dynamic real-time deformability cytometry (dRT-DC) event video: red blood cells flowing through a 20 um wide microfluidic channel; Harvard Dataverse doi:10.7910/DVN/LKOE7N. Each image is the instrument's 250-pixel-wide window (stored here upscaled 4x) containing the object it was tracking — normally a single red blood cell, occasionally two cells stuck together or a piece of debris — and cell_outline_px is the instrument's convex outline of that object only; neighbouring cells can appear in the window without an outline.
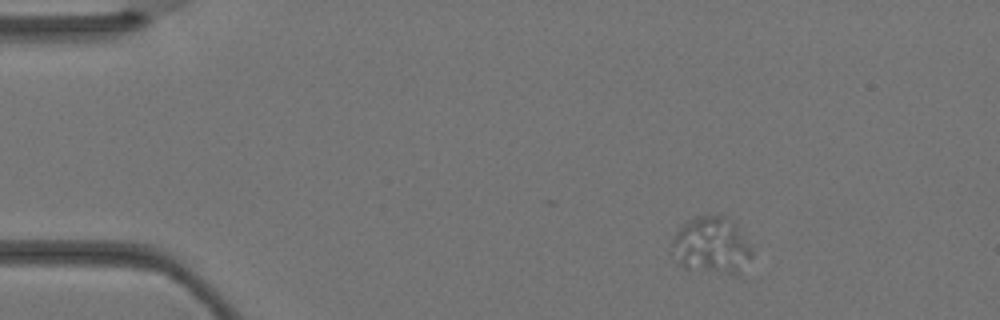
{"species": "Egyptian fruit bat (a non-hibernating species)", "species_latin": "Rousettus aegyptiacus", "temperature_condition": "warm", "stored_images_in_passage": 4, "camera_frame_rate_fps": 3000, "um_per_image_px": 0.085, "animal": {"sex": "female"}, "frame": {"image": 1, "passage_image": 1, "time_ms": 0.0, "image_size_px": [1000, 320], "cell_outline_px": [[752, 256], [740, 272], [736, 276], [684, 268], [680, 264], [672, 244], [672, 240], [676, 232], [688, 220], [696, 216], [716, 212], [728, 216], [736, 224], [752, 248]], "centroid_in_image_um": [60.53, 20.83], "position_along_channel_um": 24.5, "area_um2": 26.88}}
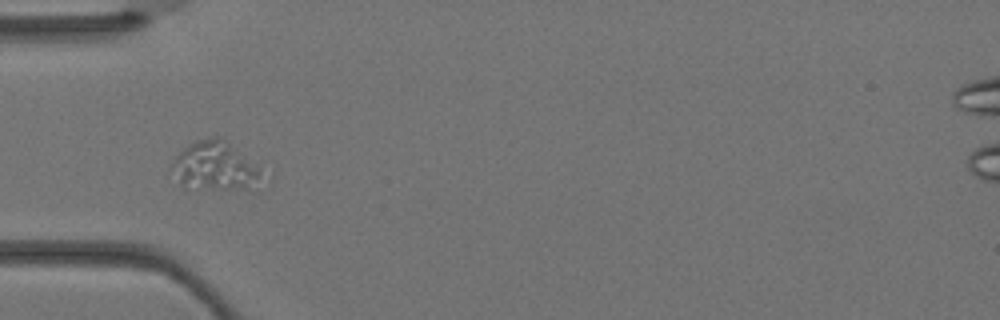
{"frame": {"image": 2, "passage_image": 3, "time_ms": 0.667, "image_size_px": [1000, 320], "cell_outline_px": [[272, 180], [260, 192], [184, 188], [180, 184], [172, 164], [176, 156], [184, 148], [196, 140], [212, 136], [216, 136], [272, 176]], "centroid_in_image_um": [18.53, 14.27], "position_along_channel_um": 66.5, "area_um2": 26.99}}
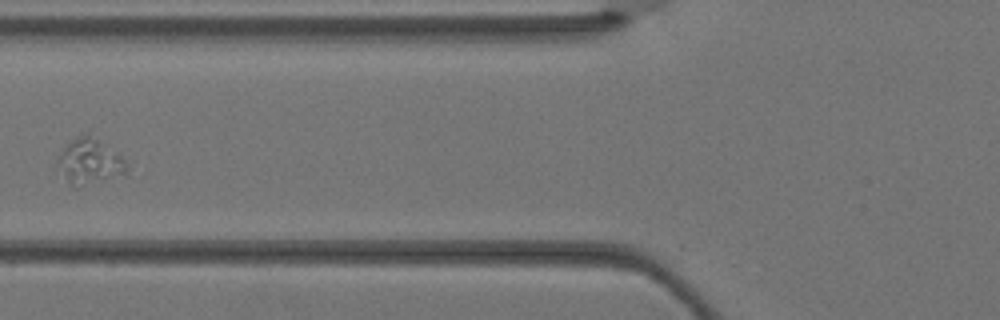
{"frame": {"image": 3, "passage_image": 4, "time_ms": 1.0, "image_size_px": [1000, 320], "cell_outline_px": [[128, 176], [76, 188], [72, 188], [68, 180], [60, 160], [60, 152], [72, 140], [80, 136], [88, 136], [96, 140], [120, 156], [128, 164]], "centroid_in_image_um": [7.74, 13.83], "position_along_channel_um": 118.1, "area_um2": 17.57}}